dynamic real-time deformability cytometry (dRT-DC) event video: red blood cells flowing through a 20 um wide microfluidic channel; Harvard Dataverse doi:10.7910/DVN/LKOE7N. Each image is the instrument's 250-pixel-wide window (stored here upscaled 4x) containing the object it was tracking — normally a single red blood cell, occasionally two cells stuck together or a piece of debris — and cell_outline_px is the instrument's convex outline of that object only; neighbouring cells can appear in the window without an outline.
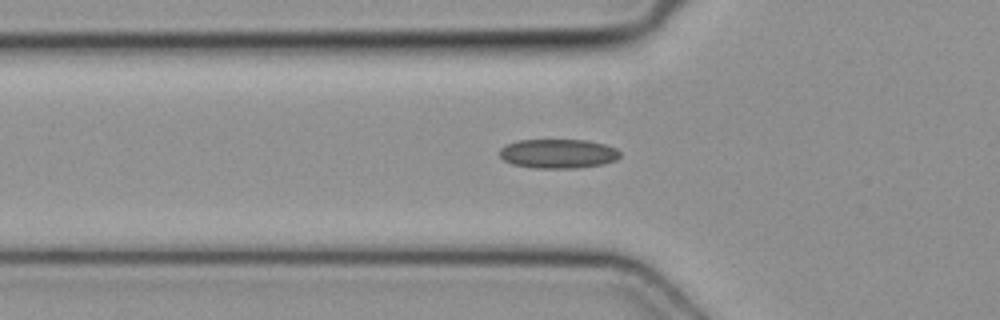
{"species": "common noctule bat (a hibernating species)", "species_latin": "Nyctalus noctula", "temperature_condition": "cold", "stored_images_in_passage": 31, "camera_frame_rate_fps": 3000, "um_per_image_px": 0.085, "animal": {"sex": "female", "body_mass_g": 19.3, "forearm_length_mm": 54.1}, "frame": {"image": 1, "passage_image": 2, "time_ms": 0.333, "image_size_px": [1000, 320], "cell_outline_px": [[620, 156], [616, 160], [604, 164], [576, 168], [532, 168], [512, 164], [504, 160], [500, 156], [500, 148], [516, 140], [588, 140], [604, 144], [616, 148], [620, 152]], "centroid_in_image_um": [47.45, 13.06], "position_along_channel_um": 78.4, "area_um2": 20.63}}
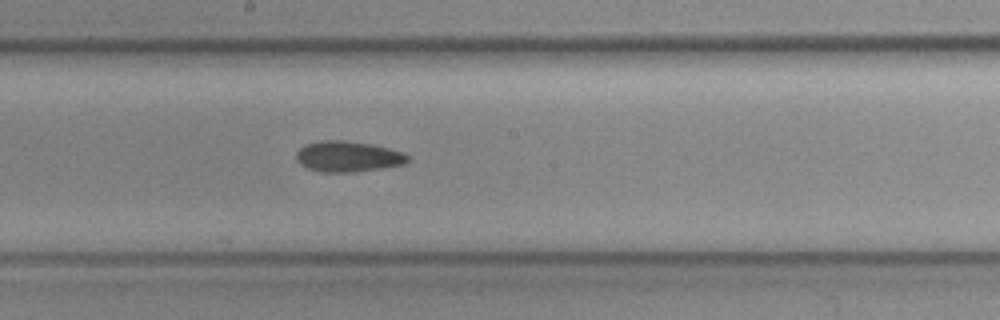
{"frame": {"image": 2, "passage_image": 12, "time_ms": 3.667, "image_size_px": [1000, 320], "cell_outline_px": [[408, 160], [404, 164], [380, 168], [352, 172], [320, 172], [308, 168], [300, 164], [296, 160], [296, 152], [304, 144], [320, 140], [344, 140], [372, 144], [404, 152], [408, 156]], "centroid_in_image_um": [29.54, 13.29], "position_along_channel_um": 218.7, "area_um2": 20.0}}
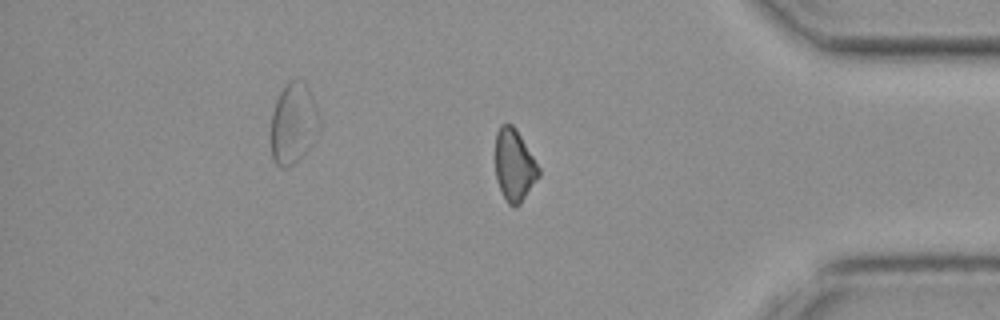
{"frame": {"image": 3, "passage_image": 26, "time_ms": 8.333, "image_size_px": [1000, 320], "cell_outline_px": [[540, 176], [520, 204], [508, 204], [496, 180], [496, 132], [500, 124], [512, 124], [516, 128], [540, 168]], "centroid_in_image_um": [43.72, 14.02], "position_along_channel_um": 391.5, "area_um2": 18.03}}